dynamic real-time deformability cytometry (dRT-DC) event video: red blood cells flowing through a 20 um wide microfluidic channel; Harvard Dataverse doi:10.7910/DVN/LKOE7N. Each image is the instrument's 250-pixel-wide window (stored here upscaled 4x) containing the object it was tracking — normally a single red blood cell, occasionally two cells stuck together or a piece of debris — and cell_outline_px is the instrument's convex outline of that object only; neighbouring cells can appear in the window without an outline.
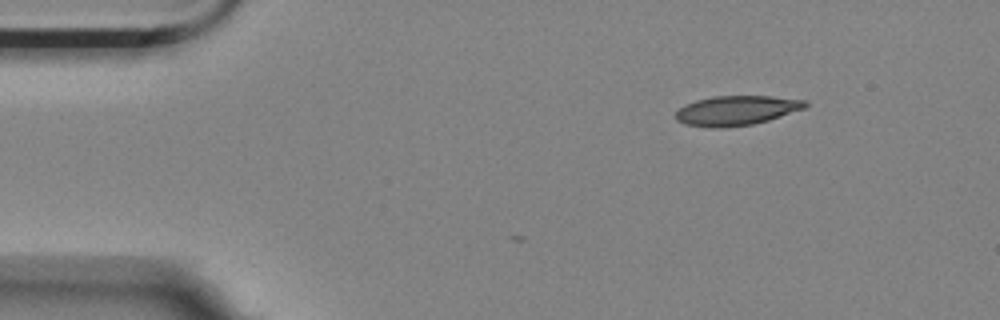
{"species": "Egyptian fruit bat (a non-hibernating species)", "species_latin": "Rousettus aegyptiacus", "temperature_condition": "room temperature", "stored_images_in_passage": 3, "camera_frame_rate_fps": 3000, "um_per_image_px": 0.085, "animal": {"sex": "female"}, "frame": {"image": 1, "passage_image": 1, "time_ms": 0.0, "image_size_px": [1000, 320], "cell_outline_px": [[808, 104], [804, 108], [768, 120], [752, 124], [720, 128], [712, 128], [684, 124], [676, 120], [676, 112], [684, 104], [696, 100], [712, 96], [768, 96], [808, 100]], "centroid_in_image_um": [62.57, 9.39], "position_along_channel_um": 22.4, "area_um2": 22.31}}